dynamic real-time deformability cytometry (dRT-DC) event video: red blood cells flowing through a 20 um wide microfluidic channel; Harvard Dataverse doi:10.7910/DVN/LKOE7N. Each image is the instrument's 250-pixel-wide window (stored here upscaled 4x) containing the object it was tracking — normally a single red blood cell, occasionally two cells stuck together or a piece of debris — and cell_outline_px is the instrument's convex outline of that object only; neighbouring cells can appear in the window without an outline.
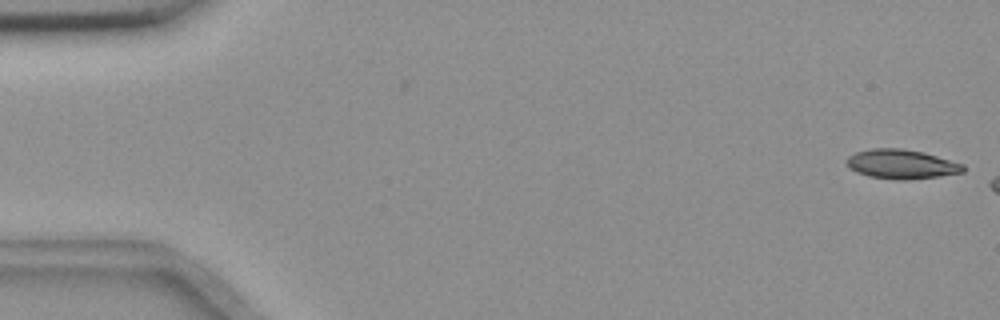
{"species": "common noctule bat (a hibernating species)", "species_latin": "Nyctalus noctula", "temperature_condition": "room temperature", "stored_images_in_passage": 5, "camera_frame_rate_fps": 3000, "um_per_image_px": 0.085, "animal": {"sex": "female", "body_mass_g": 18.4}, "frame": {"image": 1, "passage_image": 1, "time_ms": 0.0, "image_size_px": [1000, 320], "cell_outline_px": [[964, 172], [940, 176], [904, 180], [900, 180], [868, 176], [856, 172], [848, 168], [844, 160], [848, 156], [856, 152], [872, 148], [900, 148], [924, 152], [964, 164]], "centroid_in_image_um": [76.59, 13.95], "position_along_channel_um": 8.4, "area_um2": 20.06}}